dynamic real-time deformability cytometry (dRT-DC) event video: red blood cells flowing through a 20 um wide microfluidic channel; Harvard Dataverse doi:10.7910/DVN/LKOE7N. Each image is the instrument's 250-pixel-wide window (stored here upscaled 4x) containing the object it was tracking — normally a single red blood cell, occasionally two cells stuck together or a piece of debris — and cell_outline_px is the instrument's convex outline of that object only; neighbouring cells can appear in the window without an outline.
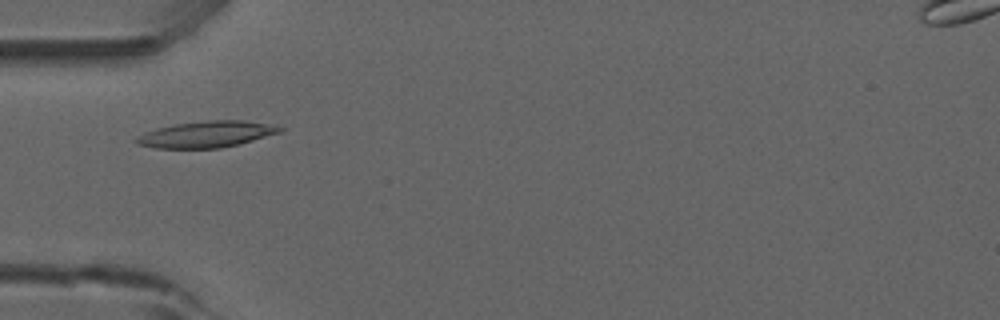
{"species": "common noctule bat (a hibernating species)", "species_latin": "Nyctalus noctula", "temperature_condition": "room temperature", "stored_images_in_passage": 49, "camera_frame_rate_fps": 3000, "um_per_image_px": 0.085, "animal": {"sex": "male", "forearm_length_mm": 52.5}, "frame": {"image": 1, "passage_image": 13, "time_ms": 4.0, "image_size_px": [1000, 320], "cell_outline_px": [[284, 128], [280, 132], [240, 144], [220, 148], [156, 148], [136, 144], [132, 140], [136, 136], [156, 128], [176, 124], [208, 120], [244, 120], [276, 124]], "centroid_in_image_um": [17.56, 11.41], "position_along_channel_um": 67.4, "area_um2": 22.2}}
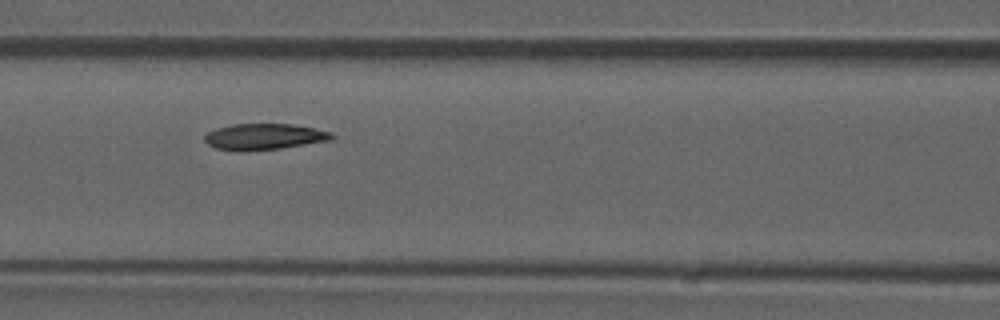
{"frame": {"image": 2, "passage_image": 19, "time_ms": 6.0, "image_size_px": [1000, 320], "cell_outline_px": [[336, 136], [332, 140], [280, 148], [248, 152], [240, 152], [216, 148], [208, 144], [204, 140], [204, 136], [208, 132], [216, 128], [232, 124], [292, 124], [332, 132]], "centroid_in_image_um": [22.44, 11.63], "position_along_channel_um": 144.2, "area_um2": 19.54}}
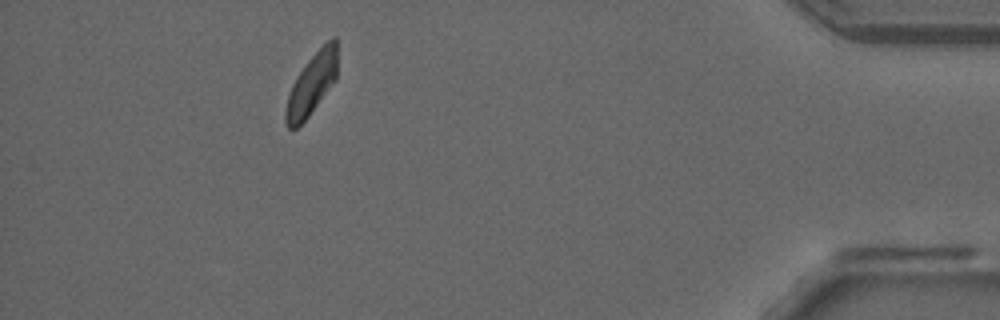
{"frame": {"image": 3, "passage_image": 44, "time_ms": 14.333, "image_size_px": [1000, 320], "cell_outline_px": [[336, 80], [308, 116], [296, 128], [288, 128], [284, 120], [284, 112], [288, 96], [292, 84], [296, 76], [308, 60], [332, 36], [336, 36]], "centroid_in_image_um": [26.47, 7.16], "position_along_channel_um": 408.7, "area_um2": 18.21}, "authors_computed_cell_mechanics": {"area_um2": 19.7098, "velocity_mm_per_s": 3.8501, "shape_relaxation_time_tau1_ms": 4.8467, "shape_relaxation_time_tau2_ms": 7.7949, "deformation_change_tau1": 0.1391, "deformation_change_tau2": 0.1438}}